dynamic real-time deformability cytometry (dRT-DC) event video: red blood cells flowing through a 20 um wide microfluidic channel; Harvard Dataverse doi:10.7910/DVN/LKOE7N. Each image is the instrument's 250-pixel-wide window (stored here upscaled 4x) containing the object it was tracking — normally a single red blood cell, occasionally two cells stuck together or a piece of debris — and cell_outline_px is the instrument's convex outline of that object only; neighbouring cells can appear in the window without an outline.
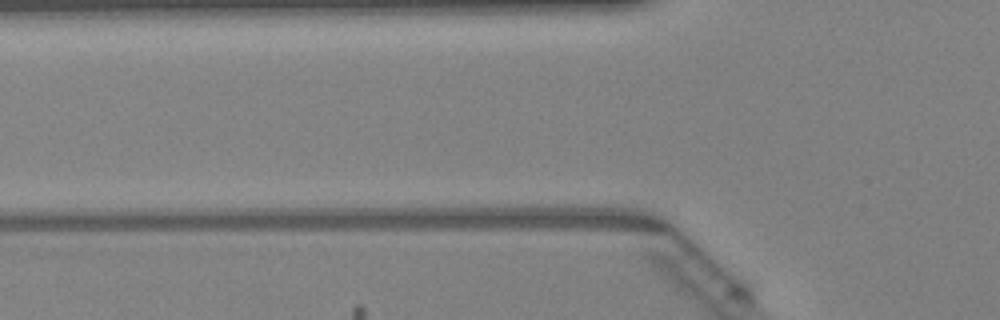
{"species": "Egyptian fruit bat (a non-hibernating species)", "species_latin": "Rousettus aegyptiacus", "temperature_condition": "warm", "stored_images_in_passage": 9, "camera_frame_rate_fps": 3000, "um_per_image_px": 0.085, "animal": {"sex": "female"}, "frame": {"image": 1, "passage_image": 6, "time_ms": 1.667, "image_size_px": [1000, 320], "cell_outline_px": [[760, 284], [732, 296], [708, 272], [712, 244], [752, 268]], "centroid_in_image_um": [62.15, 23.13], "position_along_channel_um": 63.7, "area_um2": 10.52}}